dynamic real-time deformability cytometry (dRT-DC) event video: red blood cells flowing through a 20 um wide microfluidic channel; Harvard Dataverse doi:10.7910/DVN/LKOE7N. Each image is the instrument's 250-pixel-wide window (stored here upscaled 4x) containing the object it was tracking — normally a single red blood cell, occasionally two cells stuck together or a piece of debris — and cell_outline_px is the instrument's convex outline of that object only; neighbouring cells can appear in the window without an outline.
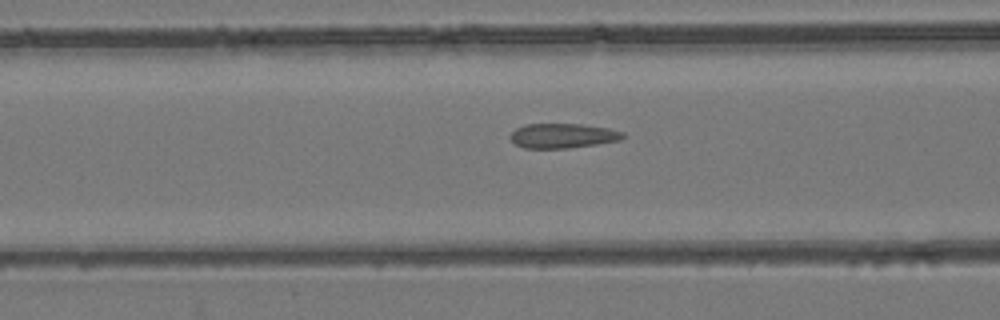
{"species": "common noctule bat (a hibernating species)", "species_latin": "Nyctalus noctula", "temperature_condition": "room temperature", "stored_images_in_passage": 56, "camera_frame_rate_fps": 3000, "um_per_image_px": 0.085, "animal": {"sex": "female", "body_mass_g": 24.6, "forearm_length_mm": 56.2}, "frame": {"image": 1, "passage_image": 23, "time_ms": 7.333, "image_size_px": [1000, 320], "cell_outline_px": [[624, 136], [620, 140], [596, 144], [568, 148], [524, 148], [516, 144], [508, 136], [516, 128], [524, 124], [580, 124], [608, 128], [624, 132]], "centroid_in_image_um": [47.81, 11.53], "position_along_channel_um": 118.8, "area_um2": 16.13}}
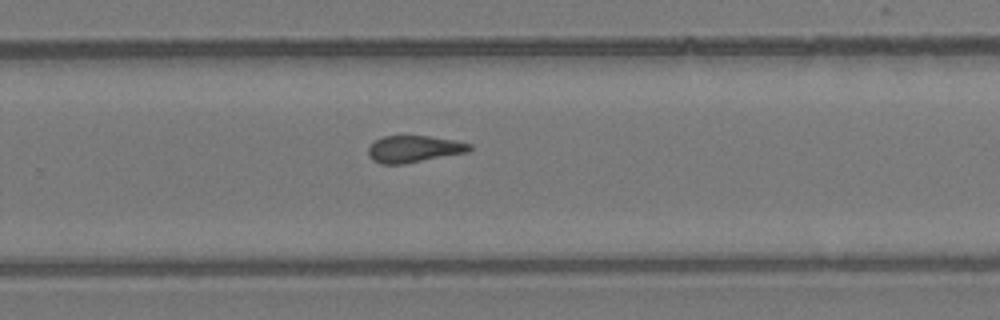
{"frame": {"image": 2, "passage_image": 37, "time_ms": 12.0, "image_size_px": [1000, 320], "cell_outline_px": [[472, 148], [468, 152], [404, 164], [380, 164], [372, 160], [368, 156], [368, 148], [376, 140], [384, 136], [428, 136], [456, 140], [472, 144]], "centroid_in_image_um": [35.19, 12.67], "position_along_channel_um": 294.6, "area_um2": 15.9}}
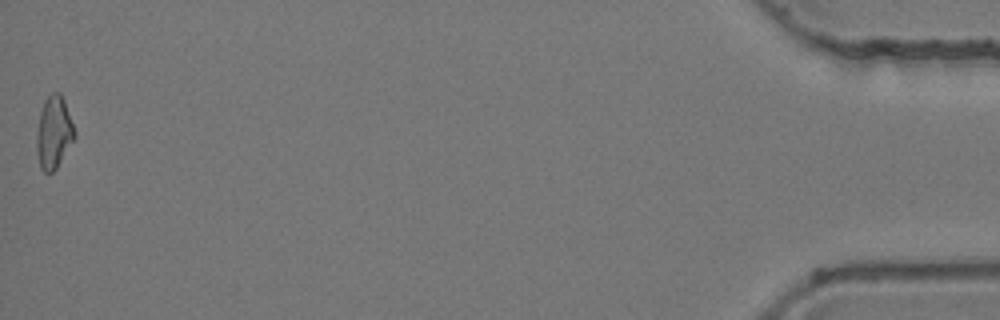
{"frame": {"image": 3, "passage_image": 56, "time_ms": 18.333, "image_size_px": [1000, 320], "cell_outline_px": [[76, 136], [56, 168], [52, 172], [44, 172], [40, 168], [36, 152], [36, 136], [40, 112], [44, 100], [52, 92], [60, 92], [64, 100], [76, 132]], "centroid_in_image_um": [4.56, 11.25], "position_along_channel_um": 430.6, "area_um2": 16.01}, "authors_computed_cell_mechanics": {"area_um2": 16.5308, "velocity_mm_per_s": 3.7696, "shape_relaxation_time_tau1_ms": null, "shape_relaxation_time_tau2_ms": 1.8063, "deformation_change_tau1": null, "deformation_change_tau2": 0.0859}}